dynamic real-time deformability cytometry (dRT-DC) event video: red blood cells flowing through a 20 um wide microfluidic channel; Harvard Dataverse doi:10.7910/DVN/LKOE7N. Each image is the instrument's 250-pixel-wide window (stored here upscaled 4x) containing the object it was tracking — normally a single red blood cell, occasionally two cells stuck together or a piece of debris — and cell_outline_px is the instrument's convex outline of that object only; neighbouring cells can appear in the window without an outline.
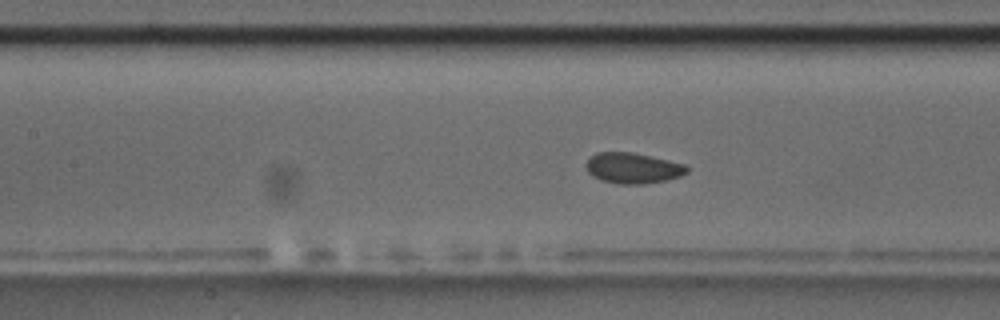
{"species": "common noctule bat (a hibernating species)", "species_latin": "Nyctalus noctula", "temperature_condition": "room temperature", "stored_images_in_passage": 9, "camera_frame_rate_fps": 3000, "um_per_image_px": 0.085, "animal": {"sex": "male", "body_mass_g": 17.5, "forearm_length_mm": 52.3}, "frame": {"image": 1, "passage_image": 7, "time_ms": 2.0, "image_size_px": [1000, 320], "cell_outline_px": [[688, 172], [680, 176], [664, 180], [644, 184], [620, 184], [600, 180], [592, 176], [588, 172], [584, 164], [596, 152], [632, 152], [688, 164]], "centroid_in_image_um": [53.8, 14.28], "position_along_channel_um": 153.6, "area_um2": 18.15}}